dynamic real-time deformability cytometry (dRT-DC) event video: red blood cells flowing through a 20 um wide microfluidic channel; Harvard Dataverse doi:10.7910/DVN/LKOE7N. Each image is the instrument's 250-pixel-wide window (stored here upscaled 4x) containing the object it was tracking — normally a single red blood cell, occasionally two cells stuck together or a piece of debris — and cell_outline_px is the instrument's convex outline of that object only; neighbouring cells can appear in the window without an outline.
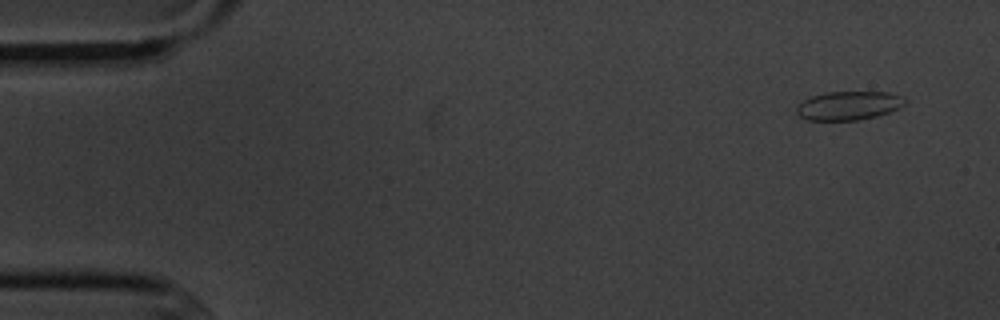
{"species": "common noctule bat (a hibernating species)", "species_latin": "Nyctalus noctula", "temperature_condition": "cold", "stored_images_in_passage": 8, "camera_frame_rate_fps": 3000, "um_per_image_px": 0.085, "animal": {"sex": "male", "body_mass_g": 20.1, "forearm_length_mm": 53.5}, "frame": {"image": 1, "passage_image": 1, "time_ms": 0.0, "image_size_px": [1000, 320], "cell_outline_px": [[908, 100], [900, 108], [876, 116], [856, 120], [808, 120], [800, 116], [796, 112], [796, 108], [804, 100], [812, 96], [824, 92], [888, 92], [900, 96]], "centroid_in_image_um": [72.14, 8.97], "position_along_channel_um": 12.9, "area_um2": 18.03}}
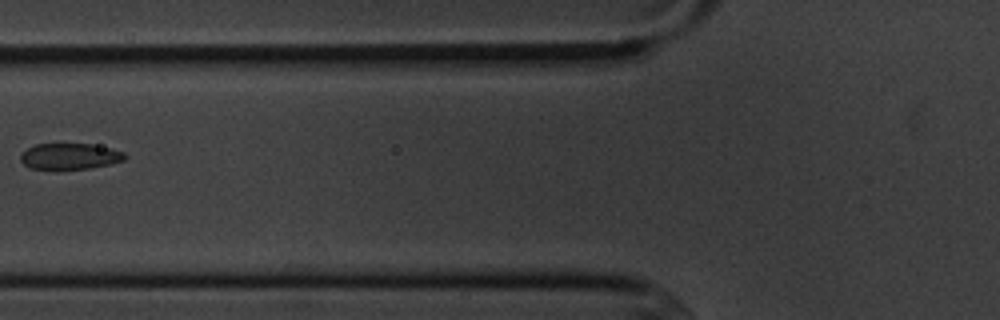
{"frame": {"image": 2, "passage_image": 6, "time_ms": 6.0, "image_size_px": [1000, 320], "cell_outline_px": [[128, 156], [124, 160], [112, 164], [88, 168], [60, 172], [56, 172], [32, 168], [24, 164], [20, 160], [20, 156], [28, 148], [36, 144], [92, 144], [112, 148], [124, 152]], "centroid_in_image_um": [5.95, 13.33], "position_along_channel_um": 119.8, "area_um2": 16.47}}
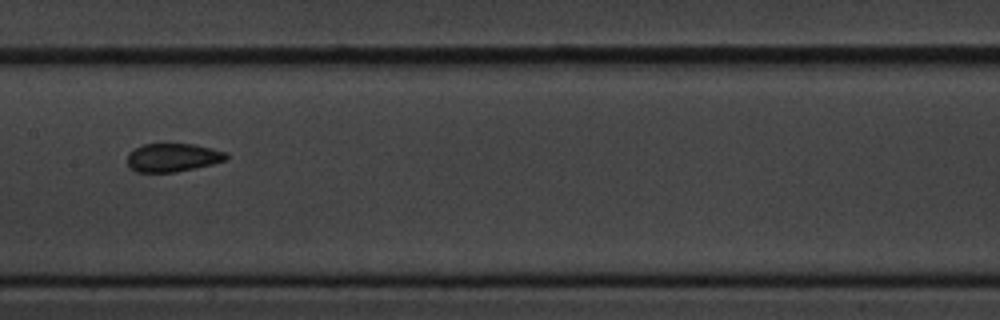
{"frame": {"image": 3, "passage_image": 8, "time_ms": 8.0, "image_size_px": [1000, 320], "cell_outline_px": [[228, 160], [212, 164], [176, 172], [136, 172], [128, 168], [128, 152], [144, 144], [192, 144], [212, 148], [224, 152], [228, 156]], "centroid_in_image_um": [14.67, 13.4], "position_along_channel_um": 192.7, "area_um2": 16.36}}